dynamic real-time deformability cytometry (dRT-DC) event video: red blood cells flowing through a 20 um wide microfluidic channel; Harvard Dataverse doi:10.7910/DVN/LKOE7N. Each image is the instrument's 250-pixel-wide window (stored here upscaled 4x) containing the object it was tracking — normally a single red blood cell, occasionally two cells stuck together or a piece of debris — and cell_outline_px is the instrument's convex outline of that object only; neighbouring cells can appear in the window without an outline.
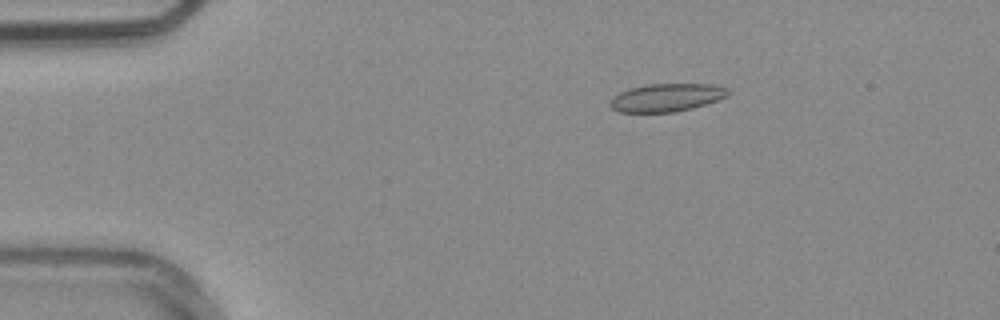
{"species": "common noctule bat (a hibernating species)", "species_latin": "Nyctalus noctula", "temperature_condition": "warm", "stored_images_in_passage": 7, "camera_frame_rate_fps": 3000, "um_per_image_px": 0.085, "animal": {"sex": "male", "body_mass_g": 20.4}, "frame": {"image": 1, "passage_image": 2, "time_ms": 0.333, "image_size_px": [1000, 320], "cell_outline_px": [[728, 96], [692, 108], [672, 112], [620, 112], [612, 108], [608, 104], [612, 96], [628, 88], [648, 84], [712, 84], [728, 88]], "centroid_in_image_um": [56.61, 8.28], "position_along_channel_um": 28.4, "area_um2": 19.19}}